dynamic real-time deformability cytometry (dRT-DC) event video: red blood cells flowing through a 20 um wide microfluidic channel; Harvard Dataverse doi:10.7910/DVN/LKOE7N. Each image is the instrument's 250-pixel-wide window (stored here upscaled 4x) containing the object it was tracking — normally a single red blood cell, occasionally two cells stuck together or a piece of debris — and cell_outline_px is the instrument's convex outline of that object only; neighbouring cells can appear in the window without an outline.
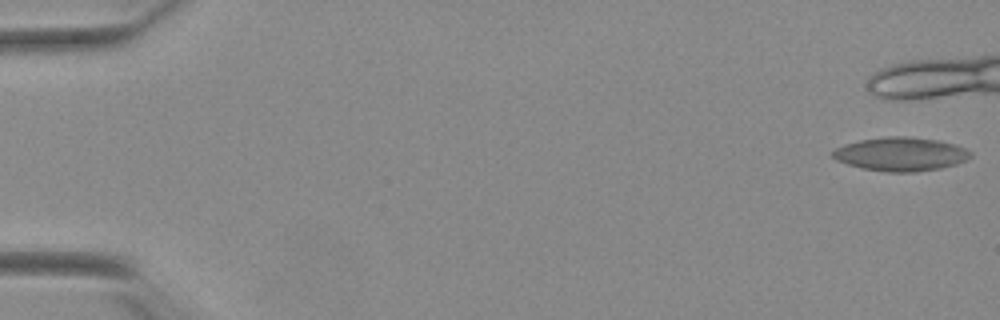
{"species": "Egyptian fruit bat (a non-hibernating species)", "species_latin": "Rousettus aegyptiacus", "temperature_condition": "warm", "stored_images_in_passage": 11, "camera_frame_rate_fps": 3000, "um_per_image_px": 0.085, "animal": {"sex": "female"}, "frame": {"image": 1, "passage_image": 1, "time_ms": 0.0, "image_size_px": [1000, 320], "cell_outline_px": [[972, 156], [956, 164], [940, 168], [916, 172], [888, 172], [860, 168], [836, 160], [832, 156], [832, 152], [836, 148], [844, 144], [860, 140], [888, 136], [904, 136], [936, 140], [952, 144], [964, 148], [972, 152]], "centroid_in_image_um": [76.54, 13.1], "position_along_channel_um": 8.5, "area_um2": 26.88}}